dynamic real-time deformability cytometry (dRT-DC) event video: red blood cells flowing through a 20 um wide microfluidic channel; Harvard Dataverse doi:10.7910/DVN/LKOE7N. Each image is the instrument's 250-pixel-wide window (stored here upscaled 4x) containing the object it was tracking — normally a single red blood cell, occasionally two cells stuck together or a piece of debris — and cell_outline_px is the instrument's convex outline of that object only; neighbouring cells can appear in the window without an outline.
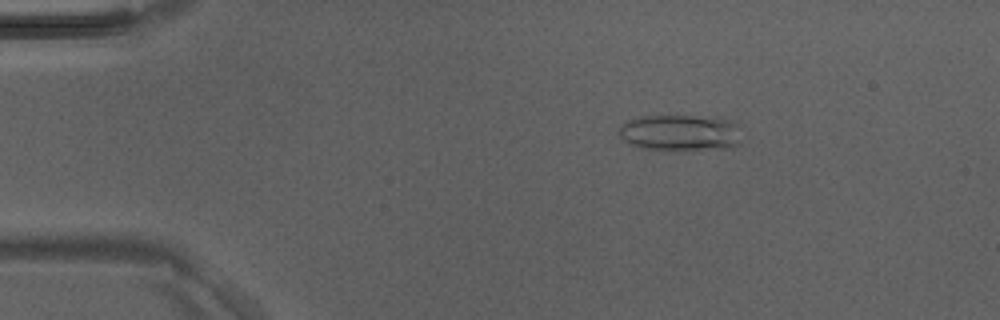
{"species": "Egyptian fruit bat (a non-hibernating species)", "species_latin": "Rousettus aegyptiacus", "temperature_condition": "room temperature", "stored_images_in_passage": 5, "camera_frame_rate_fps": 3000, "um_per_image_px": 0.085, "animal": {"sex": "male"}, "frame": {"image": 1, "passage_image": 3, "time_ms": 0.667, "image_size_px": [1000, 320], "cell_outline_px": [[740, 144], [732, 148], [684, 152], [664, 152], [640, 148], [628, 144], [620, 136], [620, 124], [624, 120], [640, 116], [716, 116], [736, 120]], "centroid_in_image_um": [57.83, 11.32], "position_along_channel_um": 27.2, "area_um2": 27.46}}